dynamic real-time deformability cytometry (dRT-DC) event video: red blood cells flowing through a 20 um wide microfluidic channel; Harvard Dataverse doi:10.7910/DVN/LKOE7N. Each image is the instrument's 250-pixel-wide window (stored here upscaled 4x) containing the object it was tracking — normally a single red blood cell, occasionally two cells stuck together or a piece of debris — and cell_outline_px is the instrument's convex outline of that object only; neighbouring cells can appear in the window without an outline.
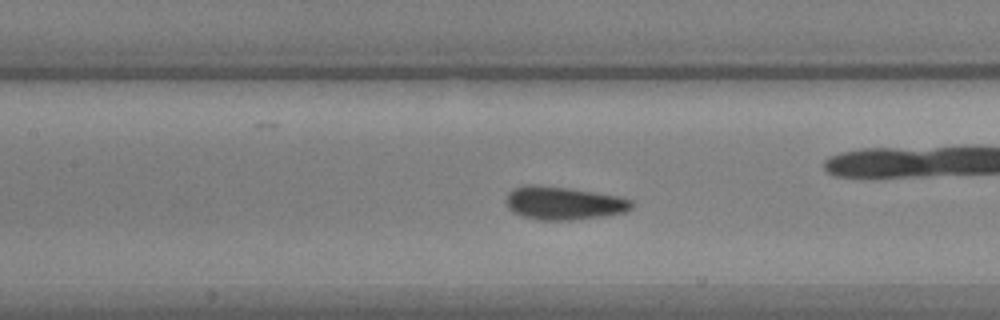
{"species": "common noctule bat (a hibernating species)", "species_latin": "Nyctalus noctula", "temperature_condition": "warm", "stored_images_in_passage": 42, "camera_frame_rate_fps": 3000, "um_per_image_px": 0.085, "animal": {"sex": "male", "body_mass_g": 17.9, "forearm_length_mm": 54.2}, "frame": {"image": 1, "passage_image": 13, "time_ms": 4.0, "image_size_px": [1000, 320], "cell_outline_px": [[632, 208], [624, 212], [604, 216], [572, 220], [536, 220], [512, 212], [508, 208], [508, 192], [512, 188], [528, 184], [568, 188], [596, 192], [616, 196], [632, 200]], "centroid_in_image_um": [47.89, 17.27], "position_along_channel_um": 159.5, "area_um2": 24.1}}
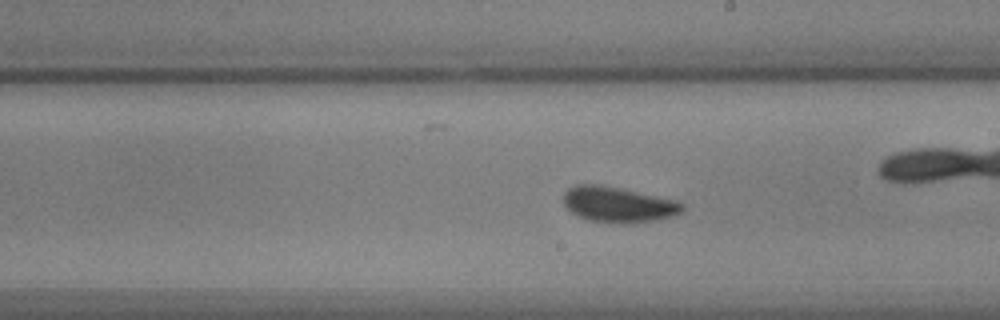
{"frame": {"image": 2, "passage_image": 19, "time_ms": 6.0, "image_size_px": [1000, 320], "cell_outline_px": [[684, 208], [680, 212], [672, 216], [652, 220], [620, 224], [588, 220], [576, 216], [564, 204], [564, 192], [568, 188], [576, 184], [600, 184], [620, 188], [676, 200], [684, 204]], "centroid_in_image_um": [52.51, 17.38], "position_along_channel_um": 236.5, "area_um2": 24.51}, "authors_computed_cell_mechanics": {"area_um2": 23.0911, "velocity_mm_per_s": 3.8696, "shape_relaxation_time_tau1_ms": 3.0155, "shape_relaxation_time_tau2_ms": 1.4749, "deformation_change_tau1": 0.1105, "deformation_change_tau2": 0.0554}}